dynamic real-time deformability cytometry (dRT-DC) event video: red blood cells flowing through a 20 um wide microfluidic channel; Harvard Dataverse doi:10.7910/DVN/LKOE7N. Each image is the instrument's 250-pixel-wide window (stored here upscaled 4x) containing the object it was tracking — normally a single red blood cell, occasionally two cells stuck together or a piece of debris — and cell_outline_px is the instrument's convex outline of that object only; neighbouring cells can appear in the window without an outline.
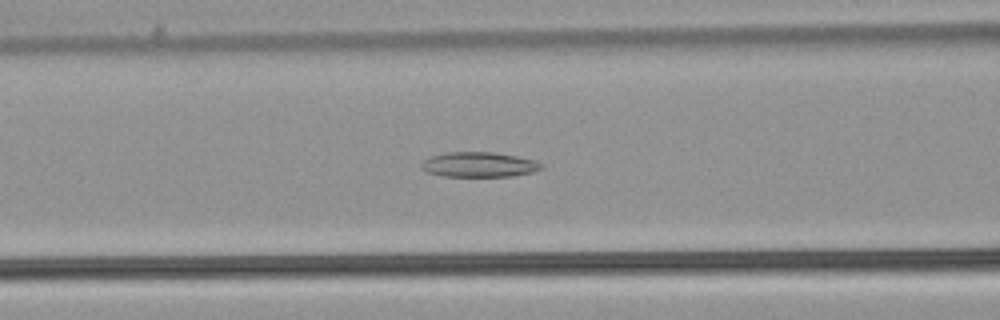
{"species": "common noctule bat (a hibernating species)", "species_latin": "Nyctalus noctula", "temperature_condition": "warm", "stored_images_in_passage": 47, "camera_frame_rate_fps": 3000, "um_per_image_px": 0.085, "animal": {"sex": "male", "body_mass_g": 21.5, "forearm_length_mm": 52.0}, "frame": {"image": 1, "passage_image": 16, "time_ms": 5.0, "image_size_px": [1000, 320], "cell_outline_px": [[544, 168], [532, 172], [512, 176], [444, 176], [428, 172], [420, 168], [420, 164], [424, 160], [432, 156], [448, 152], [496, 152], [536, 160], [544, 164]], "centroid_in_image_um": [40.75, 13.98], "position_along_channel_um": 125.8, "area_um2": 17.51}}
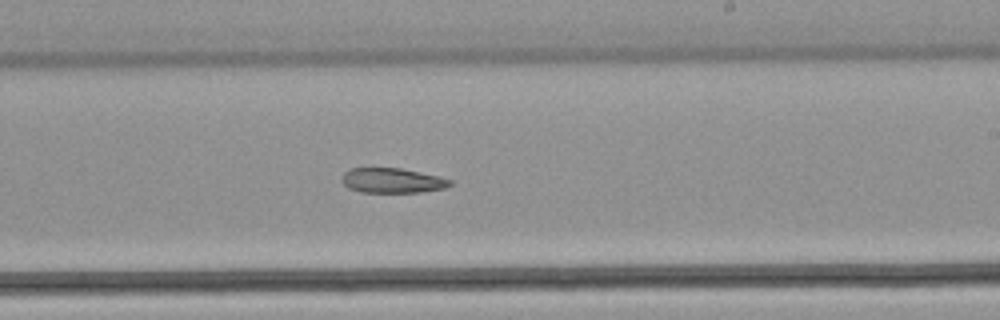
{"frame": {"image": 2, "passage_image": 26, "time_ms": 8.333, "image_size_px": [1000, 320], "cell_outline_px": [[452, 184], [444, 188], [420, 192], [360, 192], [348, 188], [340, 180], [344, 172], [348, 168], [400, 168], [440, 176], [452, 180]], "centroid_in_image_um": [33.32, 15.34], "position_along_channel_um": 255.7, "area_um2": 15.78}}
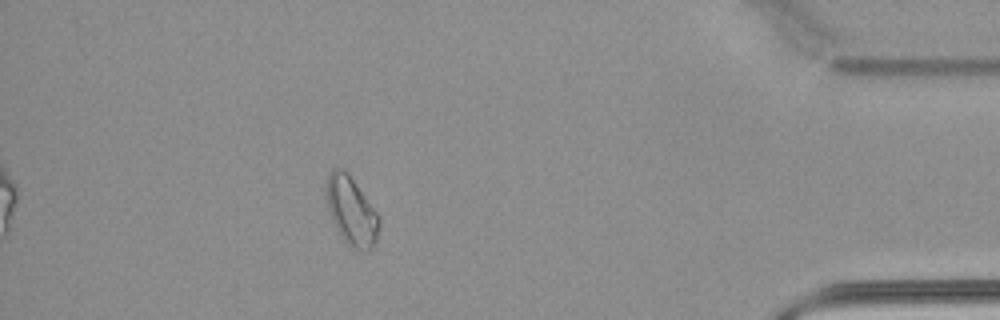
{"frame": {"image": 3, "passage_image": 41, "time_ms": 13.333, "image_size_px": [1000, 320], "cell_outline_px": [[380, 224], [376, 240], [372, 248], [368, 252], [356, 252], [340, 236], [332, 220], [328, 208], [324, 188], [328, 172], [332, 168], [344, 168], [348, 172], [380, 216]], "centroid_in_image_um": [29.86, 17.93], "position_along_channel_um": 405.3, "area_um2": 21.68}}